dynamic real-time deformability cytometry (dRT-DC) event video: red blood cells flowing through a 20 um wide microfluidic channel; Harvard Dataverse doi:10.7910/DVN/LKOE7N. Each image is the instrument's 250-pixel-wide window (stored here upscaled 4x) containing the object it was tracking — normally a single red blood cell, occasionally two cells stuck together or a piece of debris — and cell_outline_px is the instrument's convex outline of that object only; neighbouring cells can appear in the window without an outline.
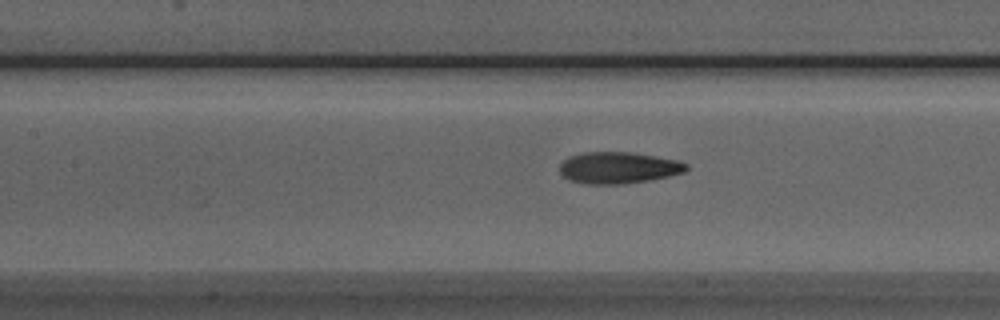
{"species": "Egyptian fruit bat (a non-hibernating species)", "species_latin": "Rousettus aegyptiacus", "temperature_condition": "room temperature", "stored_images_in_passage": 23, "camera_frame_rate_fps": 3000, "um_per_image_px": 0.085, "animal": {"sex": "male"}, "frame": {"image": 1, "passage_image": 14, "time_ms": 4.333, "image_size_px": [1000, 320], "cell_outline_px": [[688, 168], [684, 172], [668, 176], [648, 180], [624, 184], [584, 184], [568, 180], [560, 172], [560, 164], [568, 156], [584, 152], [632, 152], [680, 160], [688, 164]], "centroid_in_image_um": [52.56, 14.25], "position_along_channel_um": 154.8, "area_um2": 23.47}}